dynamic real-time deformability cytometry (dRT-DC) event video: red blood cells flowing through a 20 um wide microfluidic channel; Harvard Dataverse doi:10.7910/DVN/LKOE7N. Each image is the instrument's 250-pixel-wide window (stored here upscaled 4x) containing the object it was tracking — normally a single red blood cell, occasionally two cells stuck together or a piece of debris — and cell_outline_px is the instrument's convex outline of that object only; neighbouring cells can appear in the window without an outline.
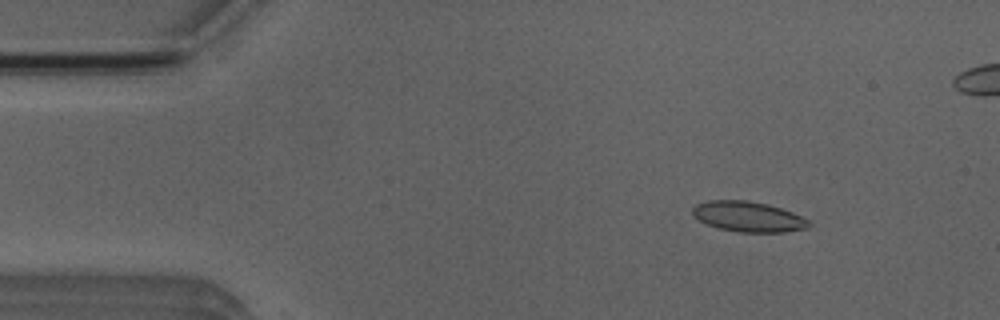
{"species": "Egyptian fruit bat (a non-hibernating species)", "species_latin": "Rousettus aegyptiacus", "temperature_condition": "room temperature", "stored_images_in_passage": 4, "camera_frame_rate_fps": 3000, "um_per_image_px": 0.085, "animal": {"sex": "male"}, "frame": {"image": 1, "passage_image": 1, "time_ms": 0.0, "image_size_px": [1000, 320], "cell_outline_px": [[812, 224], [808, 228], [784, 232], [736, 232], [720, 228], [708, 224], [700, 220], [692, 212], [692, 208], [696, 204], [708, 200], [748, 200], [768, 204], [792, 212], [808, 220]], "centroid_in_image_um": [63.62, 18.41], "position_along_channel_um": 21.4, "area_um2": 20.46}}